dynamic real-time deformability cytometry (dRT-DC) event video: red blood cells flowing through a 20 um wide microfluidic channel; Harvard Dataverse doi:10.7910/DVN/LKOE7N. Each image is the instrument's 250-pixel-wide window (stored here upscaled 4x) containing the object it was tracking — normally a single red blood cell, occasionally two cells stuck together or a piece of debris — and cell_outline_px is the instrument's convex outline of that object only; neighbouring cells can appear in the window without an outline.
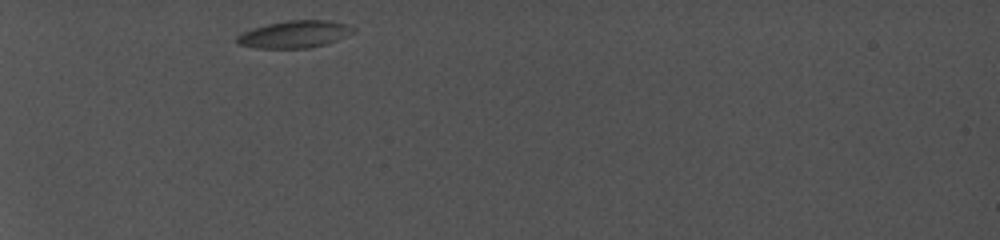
{"species": "common noctule bat (a hibernating species)", "species_latin": "Nyctalus noctula", "temperature_condition": "cold", "stored_images_in_passage": 36, "camera_frame_rate_fps": 5000, "um_per_image_px": 0.085, "animal": {"sex": "female", "body_mass_g": 19.0, "forearm_length_mm": 56.7}, "frame": {"image": 1, "passage_image": 1, "time_ms": 0.0, "image_size_px": [1000, 240], "cell_outline_px": [[356, 28], [352, 32], [344, 36], [324, 44], [304, 48], [260, 48], [240, 44], [236, 40], [236, 36], [252, 28], [284, 20], [328, 20], [352, 24]], "centroid_in_image_um": [25.05, 2.89], "position_along_channel_um": 59.9, "area_um2": 18.21}}
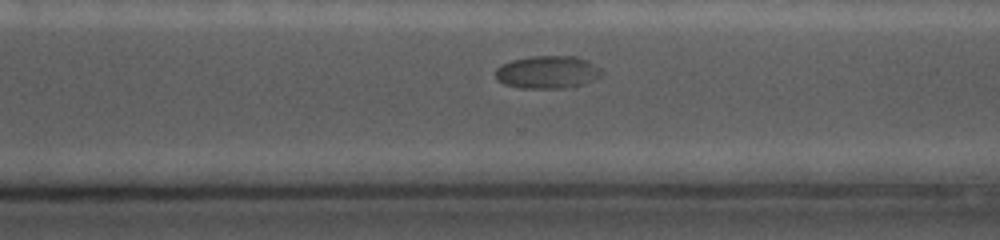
{"frame": {"image": 2, "passage_image": 29, "time_ms": 8.4, "image_size_px": [1000, 240], "cell_outline_px": [[604, 72], [600, 76], [592, 80], [580, 84], [560, 88], [520, 88], [504, 84], [496, 80], [496, 68], [512, 60], [532, 56], [576, 56], [588, 60], [600, 68]], "centroid_in_image_um": [46.53, 6.12], "position_along_channel_um": 324.1, "area_um2": 20.11}}
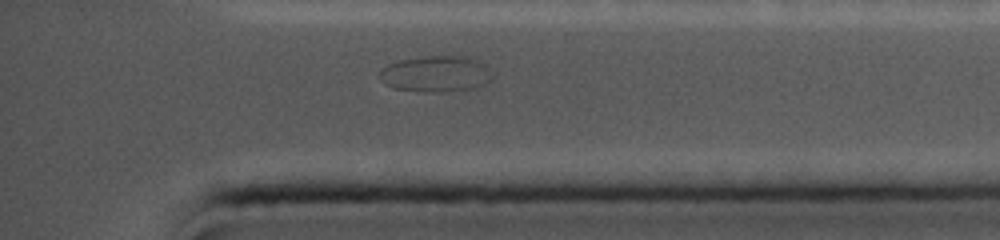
{"frame": {"image": 3, "passage_image": 34, "time_ms": 10.4, "image_size_px": [1000, 240], "cell_outline_px": [[492, 80], [488, 84], [476, 88], [396, 88], [388, 84], [376, 76], [380, 68], [388, 64], [400, 60], [424, 56], [464, 56], [476, 60], [488, 68], [492, 76]], "centroid_in_image_um": [37.05, 6.2], "position_along_channel_um": 398.2, "area_um2": 22.43}, "authors_computed_cell_mechanics": {"area_um2": 18.5538, "velocity_mm_per_s": 3.656, "shape_relaxation_time_tau1_ms": 5.5463, "shape_relaxation_time_tau2_ms": null, "deformation_change_tau1": 0.1162, "deformation_change_tau2": null}}